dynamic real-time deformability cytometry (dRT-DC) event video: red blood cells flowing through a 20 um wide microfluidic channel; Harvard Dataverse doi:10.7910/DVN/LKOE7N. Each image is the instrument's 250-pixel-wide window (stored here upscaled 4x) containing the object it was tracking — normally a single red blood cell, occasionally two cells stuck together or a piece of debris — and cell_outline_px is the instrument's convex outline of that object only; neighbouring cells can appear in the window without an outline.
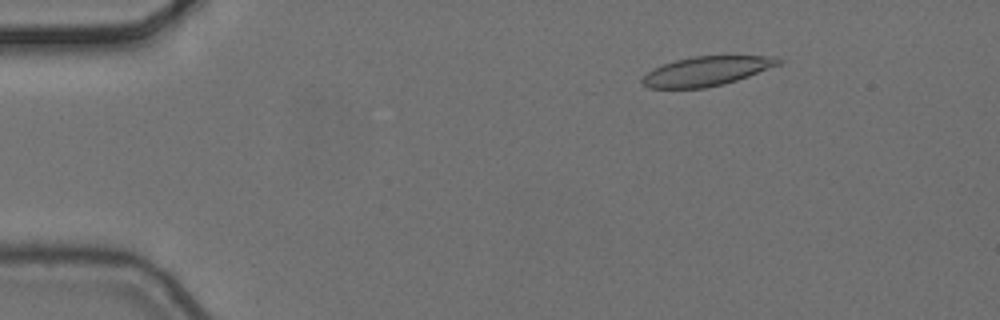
{"species": "common noctule bat (a hibernating species)", "species_latin": "Nyctalus noctula", "temperature_condition": "cold", "stored_images_in_passage": 2, "camera_frame_rate_fps": 3000, "um_per_image_px": 0.085, "animal": {"sex": "female", "body_mass_g": 24.6, "forearm_length_mm": 56.2}, "frame": {"image": 1, "passage_image": 2, "time_ms": 0.333, "image_size_px": [1000, 320], "cell_outline_px": [[784, 60], [780, 64], [748, 76], [724, 84], [704, 88], [648, 88], [640, 80], [648, 72], [664, 64], [676, 60], [696, 56], [776, 56]], "centroid_in_image_um": [60.09, 6.04], "position_along_channel_um": 24.9, "area_um2": 23.0}}